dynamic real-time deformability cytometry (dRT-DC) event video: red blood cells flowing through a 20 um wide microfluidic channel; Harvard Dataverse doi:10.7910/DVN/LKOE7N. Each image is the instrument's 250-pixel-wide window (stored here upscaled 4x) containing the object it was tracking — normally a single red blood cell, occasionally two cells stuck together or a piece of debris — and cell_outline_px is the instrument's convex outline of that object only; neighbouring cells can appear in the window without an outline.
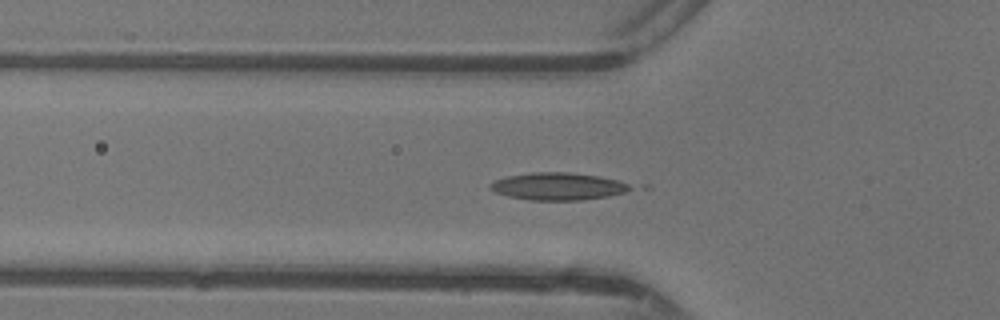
{"species": "common noctule bat (a hibernating species)", "species_latin": "Nyctalus noctula", "temperature_condition": "warm", "stored_images_in_passage": 14, "segment_of_instrument_passage": [1, 2], "camera_frame_rate_fps": 3000, "um_per_image_px": 0.085, "animal": {"sex": "female"}, "frame": {"image": 1, "passage_image": 11, "time_ms": 3.333, "image_size_px": [1000, 320], "cell_outline_px": [[636, 188], [628, 192], [608, 196], [580, 200], [528, 200], [508, 196], [496, 192], [488, 188], [488, 184], [496, 180], [508, 176], [532, 172], [568, 172], [600, 176], [616, 180], [628, 184]], "centroid_in_image_um": [47.45, 15.84], "position_along_channel_um": 78.4, "area_um2": 22.43}}